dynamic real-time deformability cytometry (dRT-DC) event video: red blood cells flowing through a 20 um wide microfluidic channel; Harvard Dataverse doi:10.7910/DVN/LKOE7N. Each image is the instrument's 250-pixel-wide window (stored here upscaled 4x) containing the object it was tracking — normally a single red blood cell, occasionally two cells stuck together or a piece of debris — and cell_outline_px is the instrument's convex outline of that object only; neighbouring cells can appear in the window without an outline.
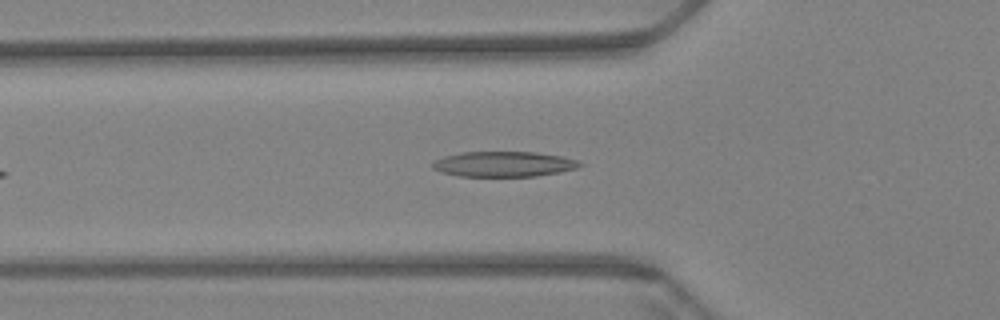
{"species": "Egyptian fruit bat (a non-hibernating species)", "species_latin": "Rousettus aegyptiacus", "temperature_condition": "warm", "stored_images_in_passage": 31, "camera_frame_rate_fps": 3000, "um_per_image_px": 0.085, "animal": {"sex": "female"}, "frame": {"image": 1, "passage_image": 8, "time_ms": 2.333, "image_size_px": [1000, 320], "cell_outline_px": [[584, 164], [576, 168], [560, 172], [536, 176], [460, 176], [444, 172], [432, 168], [432, 164], [436, 160], [444, 156], [460, 152], [536, 152], [560, 156], [580, 160]], "centroid_in_image_um": [42.86, 13.94], "position_along_channel_um": 82.9, "area_um2": 21.62}}
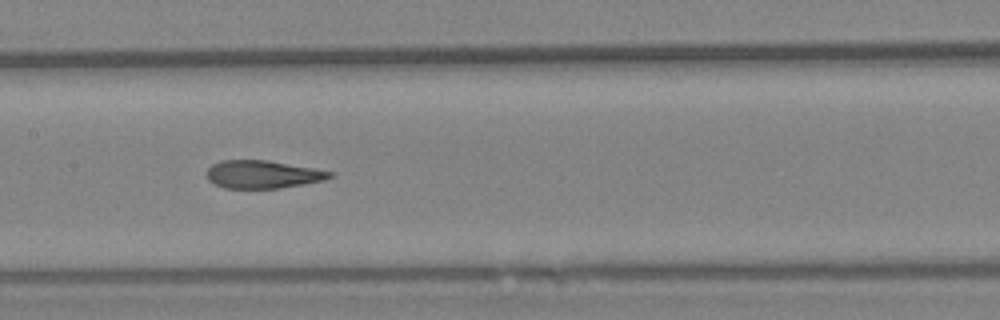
{"frame": {"image": 2, "passage_image": 17, "time_ms": 5.333, "image_size_px": [1000, 320], "cell_outline_px": [[332, 176], [324, 180], [304, 184], [280, 188], [224, 188], [208, 180], [208, 168], [212, 164], [220, 160], [268, 160], [312, 168], [332, 172]], "centroid_in_image_um": [22.31, 14.82], "position_along_channel_um": 185.1, "area_um2": 19.83}}
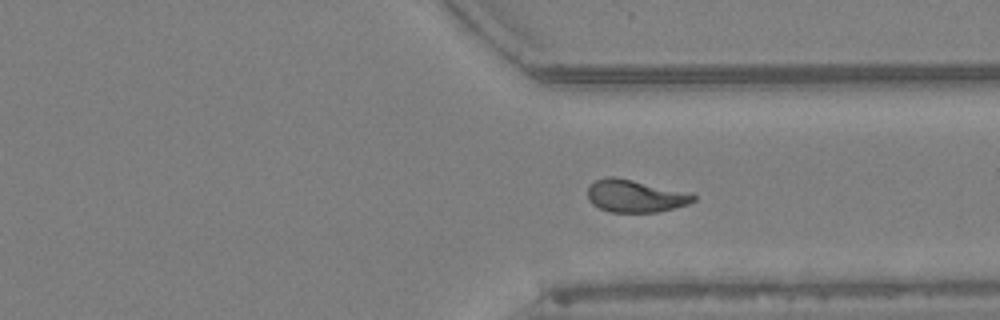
{"frame": {"image": 3, "passage_image": 28, "time_ms": 9.0, "image_size_px": [1000, 320], "cell_outline_px": [[696, 200], [688, 204], [656, 212], [608, 212], [592, 204], [588, 200], [588, 188], [596, 180], [608, 176], [612, 176], [632, 180], [696, 196]], "centroid_in_image_um": [53.9, 16.68], "position_along_channel_um": 357.5, "area_um2": 19.36}}